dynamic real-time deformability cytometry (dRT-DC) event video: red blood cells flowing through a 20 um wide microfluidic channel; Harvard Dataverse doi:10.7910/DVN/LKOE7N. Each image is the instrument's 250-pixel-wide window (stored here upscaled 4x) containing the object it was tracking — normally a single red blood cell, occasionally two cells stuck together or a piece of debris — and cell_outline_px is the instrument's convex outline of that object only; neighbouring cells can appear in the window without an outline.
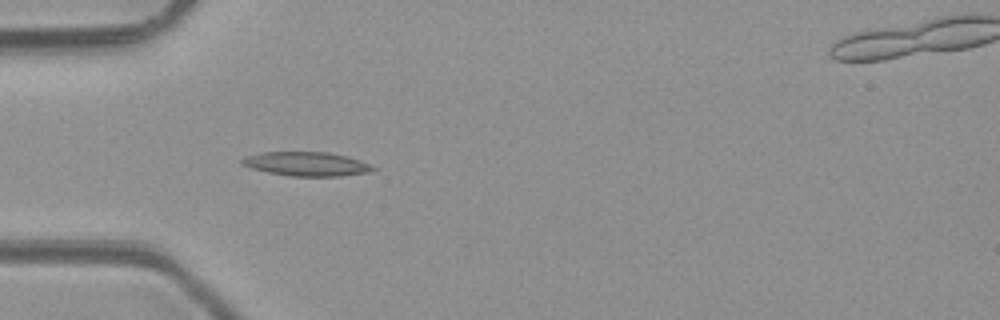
{"species": "common noctule bat (a hibernating species)", "species_latin": "Nyctalus noctula", "temperature_condition": "room temperature", "stored_images_in_passage": 5, "camera_frame_rate_fps": 3000, "um_per_image_px": 0.085, "animal": {"sex": "male", "body_mass_g": 23.1, "forearm_length_mm": 52.7}, "frame": {"image": 1, "passage_image": 4, "time_ms": 3.667, "image_size_px": [1000, 320], "cell_outline_px": [[376, 168], [368, 172], [340, 176], [288, 176], [268, 172], [252, 168], [240, 164], [240, 160], [248, 156], [264, 152], [328, 152], [348, 156], [360, 160]], "centroid_in_image_um": [26.05, 13.93], "position_along_channel_um": 59.0, "area_um2": 18.21}}